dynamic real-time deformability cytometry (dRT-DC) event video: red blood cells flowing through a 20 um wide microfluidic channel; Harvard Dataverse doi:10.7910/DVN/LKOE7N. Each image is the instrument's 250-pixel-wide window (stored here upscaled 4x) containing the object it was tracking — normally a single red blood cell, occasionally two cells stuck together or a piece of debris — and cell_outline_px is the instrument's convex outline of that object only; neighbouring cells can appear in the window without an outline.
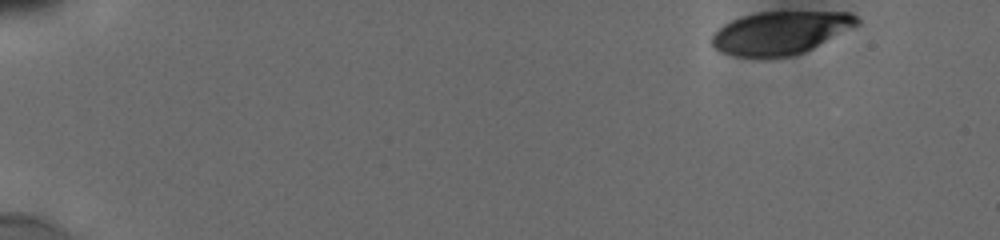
{"species": "human", "species_latin": "Homo sapiens", "temperature_condition": "cold", "stored_images_in_passage": 36, "camera_frame_rate_fps": 3000, "um_per_image_px": 0.085, "donor": {"sex": "male"}, "frame": {"image": 1, "passage_image": 1, "time_ms": 0.0, "image_size_px": [1000, 240], "cell_outline_px": [[860, 24], [804, 52], [792, 56], [736, 56], [720, 52], [712, 44], [712, 36], [724, 24], [740, 16], [756, 12], [852, 12], [860, 20]], "centroid_in_image_um": [66.36, 2.77], "position_along_channel_um": 18.6, "area_um2": 35.95}}
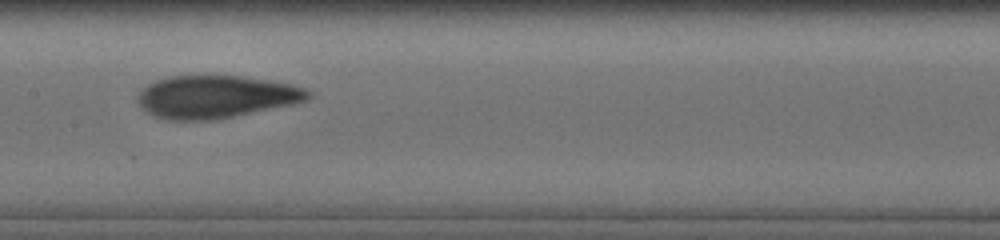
{"frame": {"image": 2, "passage_image": 21, "time_ms": 8.333, "image_size_px": [1000, 240], "cell_outline_px": [[312, 96], [308, 100], [292, 104], [216, 120], [168, 120], [152, 116], [136, 100], [136, 96], [148, 84], [156, 80], [172, 76], [240, 76], [272, 80], [292, 84], [304, 88], [312, 92]], "centroid_in_image_um": [18.37, 8.23], "position_along_channel_um": 189.0, "area_um2": 42.43}}
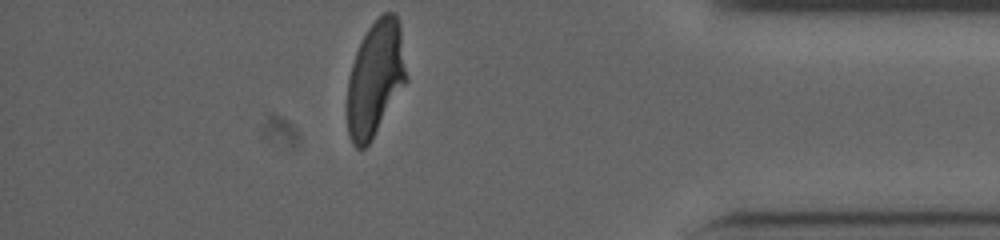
{"frame": {"image": 3, "passage_image": 36, "time_ms": 14.667, "image_size_px": [1000, 240], "cell_outline_px": [[408, 80], [368, 144], [364, 148], [356, 148], [352, 144], [348, 136], [348, 80], [352, 64], [356, 52], [368, 28], [384, 12], [396, 12], [400, 24]], "centroid_in_image_um": [31.92, 6.66], "position_along_channel_um": 403.3, "area_um2": 39.3}, "authors_computed_cell_mechanics": {"area_um2": 41.4137, "velocity_mm_per_s": 3.8151, "shape_relaxation_time_tau1_ms": 4.7414, "shape_relaxation_time_tau2_ms": 1.5393, "deformation_change_tau1": 0.1872, "deformation_change_tau2": 0.0821}}